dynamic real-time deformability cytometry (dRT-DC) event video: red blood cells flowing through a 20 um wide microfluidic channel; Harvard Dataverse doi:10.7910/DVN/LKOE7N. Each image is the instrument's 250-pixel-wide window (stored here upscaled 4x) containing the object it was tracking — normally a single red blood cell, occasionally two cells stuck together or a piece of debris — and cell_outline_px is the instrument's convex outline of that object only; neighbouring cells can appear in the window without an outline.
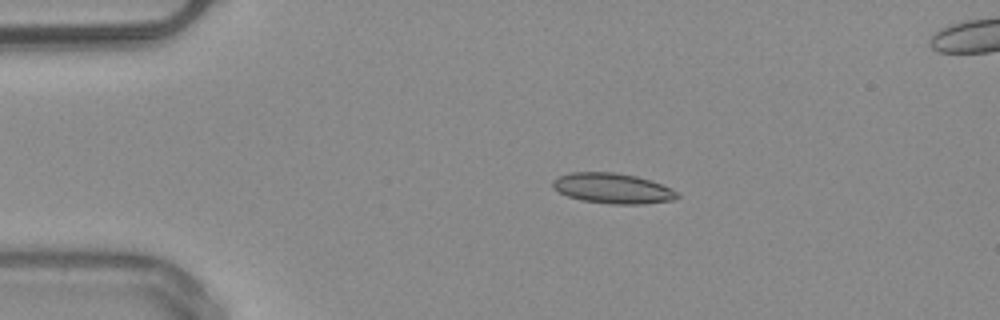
{"species": "common noctule bat (a hibernating species)", "species_latin": "Nyctalus noctula", "temperature_condition": "warm", "stored_images_in_passage": 39, "camera_frame_rate_fps": 3000, "um_per_image_px": 0.085, "animal": {"sex": "male", "body_mass_g": 20.4}, "frame": {"image": 1, "passage_image": 6, "time_ms": 1.667, "image_size_px": [1000, 320], "cell_outline_px": [[680, 196], [672, 200], [644, 204], [612, 204], [580, 200], [568, 196], [552, 188], [552, 180], [560, 176], [572, 172], [616, 172], [636, 176], [660, 184], [680, 192]], "centroid_in_image_um": [52.07, 16.01], "position_along_channel_um": 32.9, "area_um2": 21.96}, "authors_computed_cell_mechanics": {"area_um2": 20.808, "velocity_mm_per_s": 4.0246, "shape_relaxation_time_tau1_ms": null, "shape_relaxation_time_tau2_ms": 3.8271, "deformation_change_tau1": null, "deformation_change_tau2": 0.1215}}